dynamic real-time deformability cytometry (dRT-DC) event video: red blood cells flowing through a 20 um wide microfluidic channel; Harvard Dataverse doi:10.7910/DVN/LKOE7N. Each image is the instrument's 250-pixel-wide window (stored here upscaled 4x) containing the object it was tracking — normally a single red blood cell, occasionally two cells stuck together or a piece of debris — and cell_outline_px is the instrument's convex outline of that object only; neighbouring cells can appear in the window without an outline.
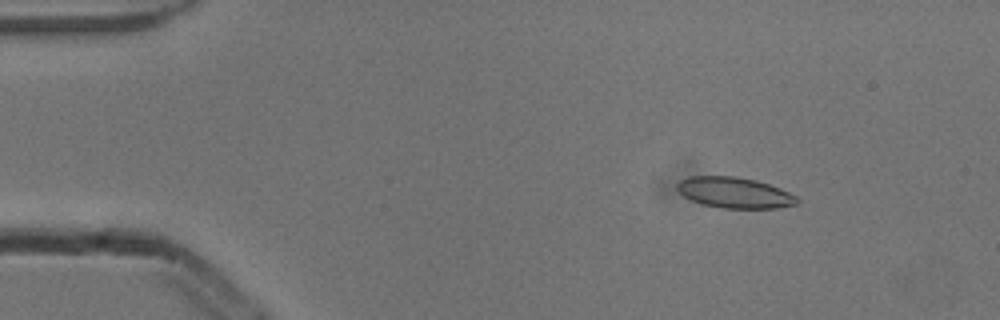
{"species": "common noctule bat (a hibernating species)", "species_latin": "Nyctalus noctula", "temperature_condition": "cold", "stored_images_in_passage": 4, "camera_frame_rate_fps": 3000, "um_per_image_px": 0.085, "animal": {"sex": "male", "body_mass_g": 13.3}, "frame": {"image": 1, "passage_image": 2, "time_ms": 0.333, "image_size_px": [1000, 320], "cell_outline_px": [[800, 200], [796, 204], [776, 208], [720, 208], [700, 204], [684, 196], [676, 188], [676, 184], [680, 180], [688, 176], [732, 176], [756, 180], [780, 188], [796, 196]], "centroid_in_image_um": [62.41, 16.38], "position_along_channel_um": 22.6, "area_um2": 21.56}}
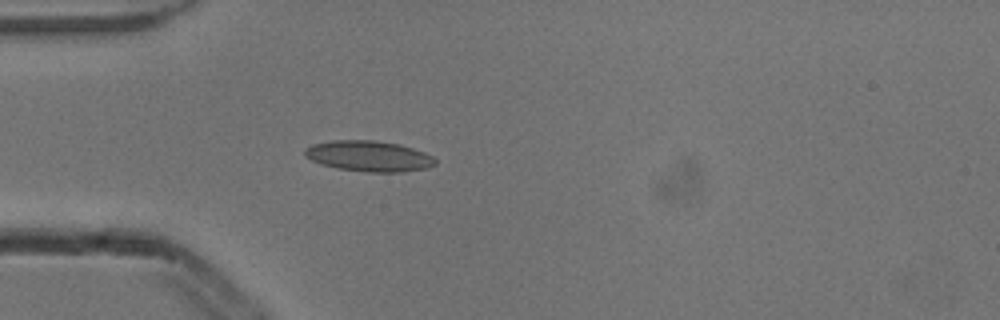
{"frame": {"image": 2, "passage_image": 4, "time_ms": 1.0, "image_size_px": [1000, 320], "cell_outline_px": [[436, 164], [428, 168], [400, 172], [368, 172], [336, 168], [320, 164], [304, 156], [304, 148], [312, 144], [332, 140], [372, 140], [400, 144], [424, 152], [432, 156], [436, 160]], "centroid_in_image_um": [31.33, 13.27], "position_along_channel_um": 53.7, "area_um2": 23.47}}